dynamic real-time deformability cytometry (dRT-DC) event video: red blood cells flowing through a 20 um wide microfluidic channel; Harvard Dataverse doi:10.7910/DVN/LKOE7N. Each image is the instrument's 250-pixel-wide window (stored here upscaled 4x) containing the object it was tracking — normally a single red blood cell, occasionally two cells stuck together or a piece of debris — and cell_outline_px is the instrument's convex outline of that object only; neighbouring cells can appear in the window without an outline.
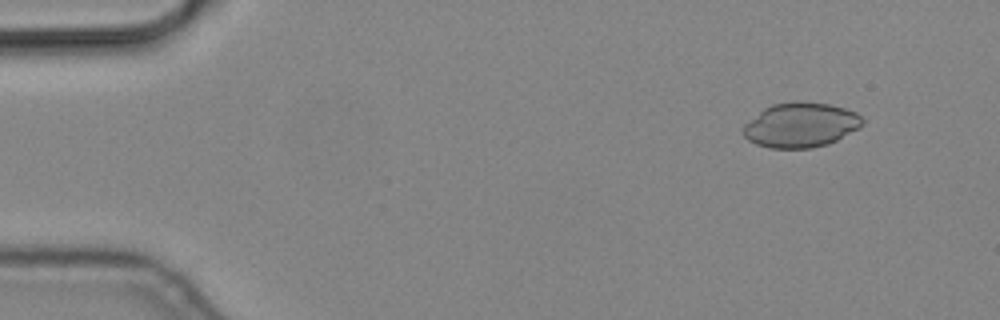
{"species": "common noctule bat (a hibernating species)", "species_latin": "Nyctalus noctula", "temperature_condition": "cold", "stored_images_in_passage": 6, "camera_frame_rate_fps": 3000, "um_per_image_px": 0.085, "animal": {"sex": "male", "body_mass_g": 19.2, "forearm_length_mm": 51.8}, "frame": {"image": 1, "passage_image": 2, "time_ms": 0.333, "image_size_px": [1000, 320], "cell_outline_px": [[864, 124], [860, 128], [828, 144], [812, 148], [768, 148], [756, 144], [748, 140], [744, 136], [744, 124], [764, 108], [772, 104], [796, 100], [804, 100], [828, 104], [844, 108], [856, 112], [864, 120]], "centroid_in_image_um": [68.07, 10.61], "position_along_channel_um": 16.9, "area_um2": 31.33}}